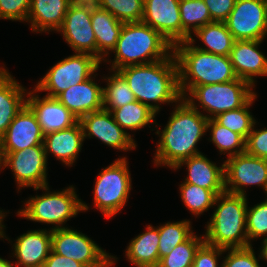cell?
Returning a JSON list of instances; mask_svg holds the SVG:
<instances>
[{"instance_id":"e0dca14e","label":"cell","mask_w":267,"mask_h":267,"mask_svg":"<svg viewBox=\"0 0 267 267\" xmlns=\"http://www.w3.org/2000/svg\"><path fill=\"white\" fill-rule=\"evenodd\" d=\"M180 0H144L141 22L157 30L172 46L182 42Z\"/></svg>"},{"instance_id":"f546056e","label":"cell","mask_w":267,"mask_h":267,"mask_svg":"<svg viewBox=\"0 0 267 267\" xmlns=\"http://www.w3.org/2000/svg\"><path fill=\"white\" fill-rule=\"evenodd\" d=\"M180 18L182 23V42L189 40L197 29L214 22L204 0H180ZM192 31V32H191Z\"/></svg>"},{"instance_id":"d6a6232c","label":"cell","mask_w":267,"mask_h":267,"mask_svg":"<svg viewBox=\"0 0 267 267\" xmlns=\"http://www.w3.org/2000/svg\"><path fill=\"white\" fill-rule=\"evenodd\" d=\"M257 98L255 94L244 106L234 110L226 111L214 117L213 119L220 125L240 134L245 140L251 132L255 118L249 112L250 106Z\"/></svg>"},{"instance_id":"74e56055","label":"cell","mask_w":267,"mask_h":267,"mask_svg":"<svg viewBox=\"0 0 267 267\" xmlns=\"http://www.w3.org/2000/svg\"><path fill=\"white\" fill-rule=\"evenodd\" d=\"M246 220L249 246L252 245L251 240L263 236V239L267 238V198L254 207H247Z\"/></svg>"},{"instance_id":"ab89813d","label":"cell","mask_w":267,"mask_h":267,"mask_svg":"<svg viewBox=\"0 0 267 267\" xmlns=\"http://www.w3.org/2000/svg\"><path fill=\"white\" fill-rule=\"evenodd\" d=\"M31 0H0V19L27 21Z\"/></svg>"},{"instance_id":"ba28073f","label":"cell","mask_w":267,"mask_h":267,"mask_svg":"<svg viewBox=\"0 0 267 267\" xmlns=\"http://www.w3.org/2000/svg\"><path fill=\"white\" fill-rule=\"evenodd\" d=\"M131 182L126 157L116 159L101 170L94 186L93 204L104 217L112 218L125 206L132 189Z\"/></svg>"},{"instance_id":"836d02e7","label":"cell","mask_w":267,"mask_h":267,"mask_svg":"<svg viewBox=\"0 0 267 267\" xmlns=\"http://www.w3.org/2000/svg\"><path fill=\"white\" fill-rule=\"evenodd\" d=\"M157 228L159 230V258L168 255L175 246L186 241L194 233L189 220L167 222Z\"/></svg>"},{"instance_id":"d590c367","label":"cell","mask_w":267,"mask_h":267,"mask_svg":"<svg viewBox=\"0 0 267 267\" xmlns=\"http://www.w3.org/2000/svg\"><path fill=\"white\" fill-rule=\"evenodd\" d=\"M179 190L182 202L197 217L213 207L217 197L211 190L185 182L180 184Z\"/></svg>"},{"instance_id":"5bb4252c","label":"cell","mask_w":267,"mask_h":267,"mask_svg":"<svg viewBox=\"0 0 267 267\" xmlns=\"http://www.w3.org/2000/svg\"><path fill=\"white\" fill-rule=\"evenodd\" d=\"M57 32H61L74 52L88 53L97 58V44L91 23V0H75Z\"/></svg>"},{"instance_id":"ee69618b","label":"cell","mask_w":267,"mask_h":267,"mask_svg":"<svg viewBox=\"0 0 267 267\" xmlns=\"http://www.w3.org/2000/svg\"><path fill=\"white\" fill-rule=\"evenodd\" d=\"M43 267H86L84 264L71 258L56 254L52 250L44 262Z\"/></svg>"},{"instance_id":"8d00e7d4","label":"cell","mask_w":267,"mask_h":267,"mask_svg":"<svg viewBox=\"0 0 267 267\" xmlns=\"http://www.w3.org/2000/svg\"><path fill=\"white\" fill-rule=\"evenodd\" d=\"M123 23L141 22L144 0H93Z\"/></svg>"},{"instance_id":"c3c4849f","label":"cell","mask_w":267,"mask_h":267,"mask_svg":"<svg viewBox=\"0 0 267 267\" xmlns=\"http://www.w3.org/2000/svg\"><path fill=\"white\" fill-rule=\"evenodd\" d=\"M7 70L3 67H0V77L6 72Z\"/></svg>"},{"instance_id":"83f0119b","label":"cell","mask_w":267,"mask_h":267,"mask_svg":"<svg viewBox=\"0 0 267 267\" xmlns=\"http://www.w3.org/2000/svg\"><path fill=\"white\" fill-rule=\"evenodd\" d=\"M202 41L204 47L195 46L197 49L222 55L229 56L235 42L232 34L227 29L225 22H211L197 29L193 36Z\"/></svg>"},{"instance_id":"60d3db41","label":"cell","mask_w":267,"mask_h":267,"mask_svg":"<svg viewBox=\"0 0 267 267\" xmlns=\"http://www.w3.org/2000/svg\"><path fill=\"white\" fill-rule=\"evenodd\" d=\"M256 123L245 140V152L251 156L267 159V129H255Z\"/></svg>"},{"instance_id":"d4e9b609","label":"cell","mask_w":267,"mask_h":267,"mask_svg":"<svg viewBox=\"0 0 267 267\" xmlns=\"http://www.w3.org/2000/svg\"><path fill=\"white\" fill-rule=\"evenodd\" d=\"M91 23L97 44V58L102 62L116 47L123 22L111 13L100 8L91 0ZM105 56V57H104Z\"/></svg>"},{"instance_id":"52a82bcc","label":"cell","mask_w":267,"mask_h":267,"mask_svg":"<svg viewBox=\"0 0 267 267\" xmlns=\"http://www.w3.org/2000/svg\"><path fill=\"white\" fill-rule=\"evenodd\" d=\"M252 88L246 80L236 78L226 83L196 86L184 99L187 102L198 101L199 107L207 112L205 116L213 119L221 113L244 106L256 94Z\"/></svg>"},{"instance_id":"1f68e13d","label":"cell","mask_w":267,"mask_h":267,"mask_svg":"<svg viewBox=\"0 0 267 267\" xmlns=\"http://www.w3.org/2000/svg\"><path fill=\"white\" fill-rule=\"evenodd\" d=\"M209 130L210 142L215 144L220 154L228 152L229 158L245 152V139L240 134L218 124L214 119L208 120L207 131Z\"/></svg>"},{"instance_id":"30bf717a","label":"cell","mask_w":267,"mask_h":267,"mask_svg":"<svg viewBox=\"0 0 267 267\" xmlns=\"http://www.w3.org/2000/svg\"><path fill=\"white\" fill-rule=\"evenodd\" d=\"M51 250L86 267H111L117 259L87 235L68 227L51 230Z\"/></svg>"},{"instance_id":"277c9868","label":"cell","mask_w":267,"mask_h":267,"mask_svg":"<svg viewBox=\"0 0 267 267\" xmlns=\"http://www.w3.org/2000/svg\"><path fill=\"white\" fill-rule=\"evenodd\" d=\"M111 71L127 66L148 64L168 58L172 44L157 30L143 22L124 23L115 49Z\"/></svg>"},{"instance_id":"7c38bea8","label":"cell","mask_w":267,"mask_h":267,"mask_svg":"<svg viewBox=\"0 0 267 267\" xmlns=\"http://www.w3.org/2000/svg\"><path fill=\"white\" fill-rule=\"evenodd\" d=\"M224 22L235 41L264 40L267 35V1L236 0Z\"/></svg>"},{"instance_id":"2e32d148","label":"cell","mask_w":267,"mask_h":267,"mask_svg":"<svg viewBox=\"0 0 267 267\" xmlns=\"http://www.w3.org/2000/svg\"><path fill=\"white\" fill-rule=\"evenodd\" d=\"M44 135L32 109L25 104L0 137V152L10 153L43 145Z\"/></svg>"},{"instance_id":"3957f363","label":"cell","mask_w":267,"mask_h":267,"mask_svg":"<svg viewBox=\"0 0 267 267\" xmlns=\"http://www.w3.org/2000/svg\"><path fill=\"white\" fill-rule=\"evenodd\" d=\"M195 41L190 36L189 40L173 46L178 65L179 89L183 99L196 86L226 83L237 78L229 56L199 50L194 45Z\"/></svg>"},{"instance_id":"4dcf8cb0","label":"cell","mask_w":267,"mask_h":267,"mask_svg":"<svg viewBox=\"0 0 267 267\" xmlns=\"http://www.w3.org/2000/svg\"><path fill=\"white\" fill-rule=\"evenodd\" d=\"M109 77H105L107 86L103 87V109L112 111L115 108L136 101L133 92L129 88L126 79L118 72L114 71Z\"/></svg>"},{"instance_id":"f35d334b","label":"cell","mask_w":267,"mask_h":267,"mask_svg":"<svg viewBox=\"0 0 267 267\" xmlns=\"http://www.w3.org/2000/svg\"><path fill=\"white\" fill-rule=\"evenodd\" d=\"M228 254L221 264L222 267H261L252 245L244 248H227Z\"/></svg>"},{"instance_id":"9a60e30c","label":"cell","mask_w":267,"mask_h":267,"mask_svg":"<svg viewBox=\"0 0 267 267\" xmlns=\"http://www.w3.org/2000/svg\"><path fill=\"white\" fill-rule=\"evenodd\" d=\"M83 129L84 140L98 138L106 145L122 151H130L136 148V143L129 132L122 129L114 120L112 113L105 109L89 113L80 120Z\"/></svg>"},{"instance_id":"e575fe53","label":"cell","mask_w":267,"mask_h":267,"mask_svg":"<svg viewBox=\"0 0 267 267\" xmlns=\"http://www.w3.org/2000/svg\"><path fill=\"white\" fill-rule=\"evenodd\" d=\"M204 236L192 234L186 241L175 246L171 252L160 258L157 267H192L194 256L204 243Z\"/></svg>"},{"instance_id":"8fae6325","label":"cell","mask_w":267,"mask_h":267,"mask_svg":"<svg viewBox=\"0 0 267 267\" xmlns=\"http://www.w3.org/2000/svg\"><path fill=\"white\" fill-rule=\"evenodd\" d=\"M3 169L10 167L18 190L24 187L40 188L48 185L47 157L43 145L32 146L10 153H1Z\"/></svg>"},{"instance_id":"d6986e66","label":"cell","mask_w":267,"mask_h":267,"mask_svg":"<svg viewBox=\"0 0 267 267\" xmlns=\"http://www.w3.org/2000/svg\"><path fill=\"white\" fill-rule=\"evenodd\" d=\"M262 41H235L229 55L237 78L246 80L253 87L254 77L267 76V57L258 48Z\"/></svg>"},{"instance_id":"6da1fadb","label":"cell","mask_w":267,"mask_h":267,"mask_svg":"<svg viewBox=\"0 0 267 267\" xmlns=\"http://www.w3.org/2000/svg\"><path fill=\"white\" fill-rule=\"evenodd\" d=\"M198 103L181 99L163 130L155 133L160 139L155 151V166L174 169L181 161L201 154L197 142L207 132L208 118L199 111Z\"/></svg>"},{"instance_id":"603a6c76","label":"cell","mask_w":267,"mask_h":267,"mask_svg":"<svg viewBox=\"0 0 267 267\" xmlns=\"http://www.w3.org/2000/svg\"><path fill=\"white\" fill-rule=\"evenodd\" d=\"M83 141V129L80 121H78L69 128L45 135L43 147L47 158L48 153H52L66 166H72L82 150Z\"/></svg>"},{"instance_id":"9c48e42d","label":"cell","mask_w":267,"mask_h":267,"mask_svg":"<svg viewBox=\"0 0 267 267\" xmlns=\"http://www.w3.org/2000/svg\"><path fill=\"white\" fill-rule=\"evenodd\" d=\"M101 61L94 55L75 52L51 67L46 75L35 85L37 92H46L45 96L56 98L60 93L81 83L100 68Z\"/></svg>"},{"instance_id":"7a4b0ae2","label":"cell","mask_w":267,"mask_h":267,"mask_svg":"<svg viewBox=\"0 0 267 267\" xmlns=\"http://www.w3.org/2000/svg\"><path fill=\"white\" fill-rule=\"evenodd\" d=\"M118 72L128 82L135 99L151 107L157 114L161 109L160 104H177L182 99L174 53L166 59L127 66Z\"/></svg>"},{"instance_id":"8992f818","label":"cell","mask_w":267,"mask_h":267,"mask_svg":"<svg viewBox=\"0 0 267 267\" xmlns=\"http://www.w3.org/2000/svg\"><path fill=\"white\" fill-rule=\"evenodd\" d=\"M39 189L45 193L25 201L23 209L17 212L18 216L30 221L56 225L50 228L53 230L66 228L63 226L65 222L77 216L79 212L89 209V206L78 198L73 185L57 192L49 191V185L34 188Z\"/></svg>"},{"instance_id":"5b68a950","label":"cell","mask_w":267,"mask_h":267,"mask_svg":"<svg viewBox=\"0 0 267 267\" xmlns=\"http://www.w3.org/2000/svg\"><path fill=\"white\" fill-rule=\"evenodd\" d=\"M215 205L203 235L205 243L223 249L248 247L246 196L224 191L217 195Z\"/></svg>"},{"instance_id":"7dc6e473","label":"cell","mask_w":267,"mask_h":267,"mask_svg":"<svg viewBox=\"0 0 267 267\" xmlns=\"http://www.w3.org/2000/svg\"><path fill=\"white\" fill-rule=\"evenodd\" d=\"M14 266H15L14 263L12 264L11 261L0 257V267H14Z\"/></svg>"},{"instance_id":"7bdbcfd3","label":"cell","mask_w":267,"mask_h":267,"mask_svg":"<svg viewBox=\"0 0 267 267\" xmlns=\"http://www.w3.org/2000/svg\"><path fill=\"white\" fill-rule=\"evenodd\" d=\"M236 0H204L213 21L224 22L234 8Z\"/></svg>"},{"instance_id":"bcb514c9","label":"cell","mask_w":267,"mask_h":267,"mask_svg":"<svg viewBox=\"0 0 267 267\" xmlns=\"http://www.w3.org/2000/svg\"><path fill=\"white\" fill-rule=\"evenodd\" d=\"M262 249H260L259 259H263L267 262V238L262 240Z\"/></svg>"},{"instance_id":"cb8c5ba5","label":"cell","mask_w":267,"mask_h":267,"mask_svg":"<svg viewBox=\"0 0 267 267\" xmlns=\"http://www.w3.org/2000/svg\"><path fill=\"white\" fill-rule=\"evenodd\" d=\"M75 0H31L27 21L34 32L58 31Z\"/></svg>"},{"instance_id":"ac0fdd59","label":"cell","mask_w":267,"mask_h":267,"mask_svg":"<svg viewBox=\"0 0 267 267\" xmlns=\"http://www.w3.org/2000/svg\"><path fill=\"white\" fill-rule=\"evenodd\" d=\"M37 90L27 92L26 104L35 113L42 134L60 131L75 125L79 120L57 98L35 95Z\"/></svg>"},{"instance_id":"484cf974","label":"cell","mask_w":267,"mask_h":267,"mask_svg":"<svg viewBox=\"0 0 267 267\" xmlns=\"http://www.w3.org/2000/svg\"><path fill=\"white\" fill-rule=\"evenodd\" d=\"M26 92L8 70L0 77V137L26 104Z\"/></svg>"},{"instance_id":"7402d4cb","label":"cell","mask_w":267,"mask_h":267,"mask_svg":"<svg viewBox=\"0 0 267 267\" xmlns=\"http://www.w3.org/2000/svg\"><path fill=\"white\" fill-rule=\"evenodd\" d=\"M183 165L187 166L188 171L185 183L211 190L216 195L225 191L224 162L218 167L201 153L181 161L174 170L180 169Z\"/></svg>"},{"instance_id":"ffe728a7","label":"cell","mask_w":267,"mask_h":267,"mask_svg":"<svg viewBox=\"0 0 267 267\" xmlns=\"http://www.w3.org/2000/svg\"><path fill=\"white\" fill-rule=\"evenodd\" d=\"M94 78L95 75H92L87 80L70 86L56 97L78 120L103 109V87L94 82Z\"/></svg>"},{"instance_id":"44dd1931","label":"cell","mask_w":267,"mask_h":267,"mask_svg":"<svg viewBox=\"0 0 267 267\" xmlns=\"http://www.w3.org/2000/svg\"><path fill=\"white\" fill-rule=\"evenodd\" d=\"M17 267H43L51 251V229L28 230L13 244Z\"/></svg>"},{"instance_id":"681fc988","label":"cell","mask_w":267,"mask_h":267,"mask_svg":"<svg viewBox=\"0 0 267 267\" xmlns=\"http://www.w3.org/2000/svg\"><path fill=\"white\" fill-rule=\"evenodd\" d=\"M3 168V162H2V155H1V152H0V170Z\"/></svg>"},{"instance_id":"f1b7e54d","label":"cell","mask_w":267,"mask_h":267,"mask_svg":"<svg viewBox=\"0 0 267 267\" xmlns=\"http://www.w3.org/2000/svg\"><path fill=\"white\" fill-rule=\"evenodd\" d=\"M114 120L119 126L127 130L136 131L142 128L148 127L149 124L155 123V117L157 113L151 109V107L142 104L139 101L125 104L122 107L115 108L111 111Z\"/></svg>"},{"instance_id":"4316f807","label":"cell","mask_w":267,"mask_h":267,"mask_svg":"<svg viewBox=\"0 0 267 267\" xmlns=\"http://www.w3.org/2000/svg\"><path fill=\"white\" fill-rule=\"evenodd\" d=\"M159 230L148 225L145 232L129 242L125 250L126 258L136 267H157L159 258Z\"/></svg>"},{"instance_id":"b9f144b4","label":"cell","mask_w":267,"mask_h":267,"mask_svg":"<svg viewBox=\"0 0 267 267\" xmlns=\"http://www.w3.org/2000/svg\"><path fill=\"white\" fill-rule=\"evenodd\" d=\"M224 252L225 249L204 242L195 253L192 267H222L218 259Z\"/></svg>"},{"instance_id":"4fadbf2b","label":"cell","mask_w":267,"mask_h":267,"mask_svg":"<svg viewBox=\"0 0 267 267\" xmlns=\"http://www.w3.org/2000/svg\"><path fill=\"white\" fill-rule=\"evenodd\" d=\"M225 191L247 195V186L257 185L267 194V159L251 156L246 152L224 161Z\"/></svg>"},{"instance_id":"f6af8a7d","label":"cell","mask_w":267,"mask_h":267,"mask_svg":"<svg viewBox=\"0 0 267 267\" xmlns=\"http://www.w3.org/2000/svg\"><path fill=\"white\" fill-rule=\"evenodd\" d=\"M5 217H6V214L4 213V211L0 210V238H3V239L10 241V239H8L5 235V232H4L5 225H3V223H2Z\"/></svg>"}]
</instances>
